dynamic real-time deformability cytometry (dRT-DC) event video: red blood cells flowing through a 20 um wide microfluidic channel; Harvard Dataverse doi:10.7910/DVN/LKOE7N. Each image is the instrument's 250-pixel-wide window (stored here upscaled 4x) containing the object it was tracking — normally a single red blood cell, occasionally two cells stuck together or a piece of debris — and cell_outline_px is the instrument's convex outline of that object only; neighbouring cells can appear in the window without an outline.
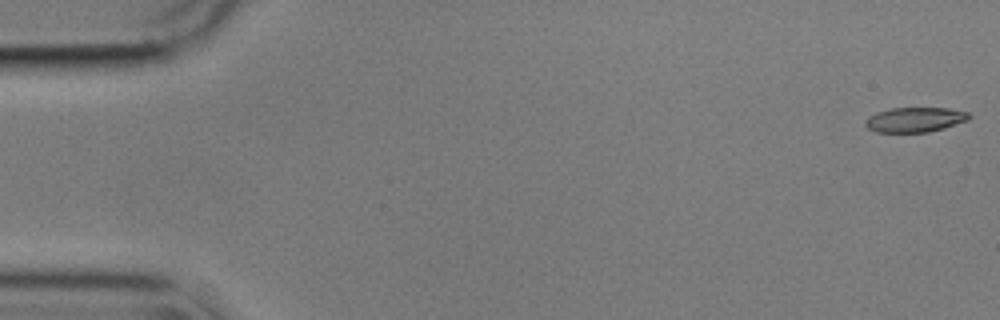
{"species": "common noctule bat (a hibernating species)", "species_latin": "Nyctalus noctula", "temperature_condition": "cold", "stored_images_in_passage": 49, "camera_frame_rate_fps": 3000, "um_per_image_px": 0.085, "animal": {"sex": "male", "body_mass_g": 17.9}, "frame": {"image": 1, "passage_image": 1, "time_ms": 0.0, "image_size_px": [1000, 320], "cell_outline_px": [[972, 116], [968, 120], [944, 128], [928, 132], [876, 132], [868, 128], [864, 124], [864, 120], [868, 116], [876, 112], [892, 108], [948, 108], [968, 112]], "centroid_in_image_um": [77.76, 10.17], "position_along_channel_um": 7.2, "area_um2": 15.09}}
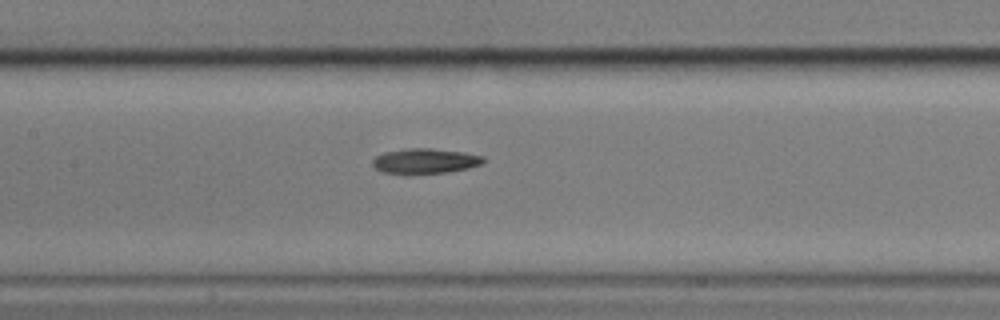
{"frame": {"image": 2, "passage_image": 26, "time_ms": 8.333, "image_size_px": [1000, 320], "cell_outline_px": [[484, 164], [468, 168], [448, 172], [408, 176], [380, 172], [372, 164], [372, 160], [376, 156], [384, 152], [408, 148], [432, 148], [464, 152], [484, 156]], "centroid_in_image_um": [36.11, 13.72], "position_along_channel_um": 171.3, "area_um2": 16.88}}
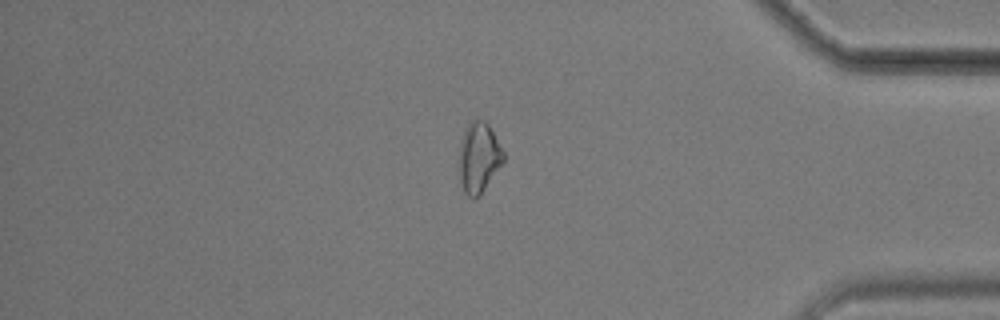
{"frame": {"image": 3, "passage_image": 47, "time_ms": 15.333, "image_size_px": [1000, 320], "cell_outline_px": [[504, 160], [480, 196], [476, 200], [472, 200], [464, 192], [460, 180], [460, 144], [464, 132], [468, 124], [472, 120], [484, 120], [488, 124], [504, 152]], "centroid_in_image_um": [40.7, 13.43], "position_along_channel_um": 394.5, "area_um2": 17.98}}